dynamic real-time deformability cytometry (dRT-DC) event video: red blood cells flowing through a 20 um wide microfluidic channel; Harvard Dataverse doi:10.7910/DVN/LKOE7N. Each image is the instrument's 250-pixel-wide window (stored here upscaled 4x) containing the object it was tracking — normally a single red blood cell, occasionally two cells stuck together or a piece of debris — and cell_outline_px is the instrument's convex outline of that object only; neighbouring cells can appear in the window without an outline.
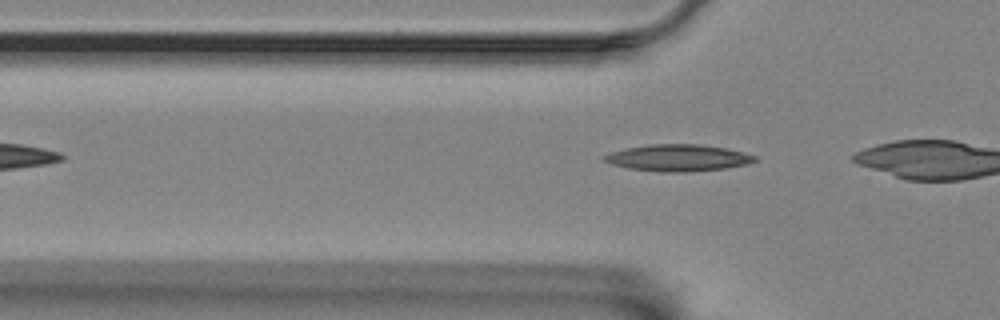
{"species": "Egyptian fruit bat (a non-hibernating species)", "species_latin": "Rousettus aegyptiacus", "temperature_condition": "room temperature", "stored_images_in_passage": 8, "camera_frame_rate_fps": 3000, "um_per_image_px": 0.085, "animal": {"sex": "female"}, "frame": {"image": 1, "passage_image": 2, "time_ms": 0.333, "image_size_px": [1000, 320], "cell_outline_px": [[756, 160], [748, 164], [724, 168], [684, 172], [660, 172], [628, 168], [612, 164], [604, 160], [604, 156], [612, 152], [624, 148], [652, 144], [700, 144], [728, 148], [756, 156]], "centroid_in_image_um": [57.64, 13.41], "position_along_channel_um": 68.2, "area_um2": 23.29}}
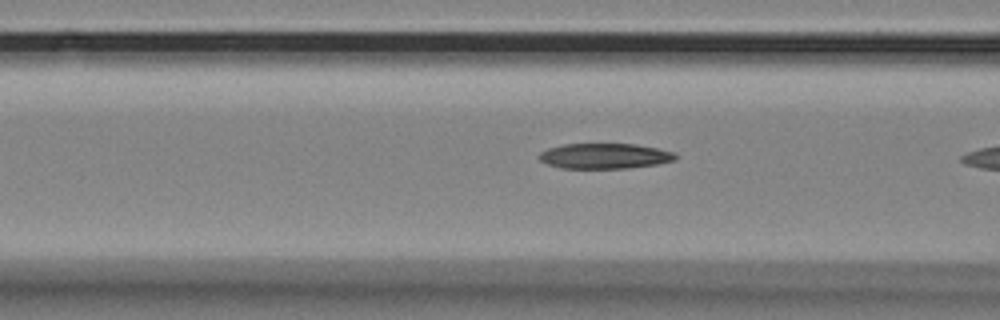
{"frame": {"image": 2, "passage_image": 6, "time_ms": 1.667, "image_size_px": [1000, 320], "cell_outline_px": [[680, 156], [676, 160], [656, 164], [628, 168], [560, 168], [548, 164], [540, 160], [536, 156], [540, 152], [548, 148], [564, 144], [636, 144], [676, 152]], "centroid_in_image_um": [51.42, 13.26], "position_along_channel_um": 115.2, "area_um2": 20.29}}